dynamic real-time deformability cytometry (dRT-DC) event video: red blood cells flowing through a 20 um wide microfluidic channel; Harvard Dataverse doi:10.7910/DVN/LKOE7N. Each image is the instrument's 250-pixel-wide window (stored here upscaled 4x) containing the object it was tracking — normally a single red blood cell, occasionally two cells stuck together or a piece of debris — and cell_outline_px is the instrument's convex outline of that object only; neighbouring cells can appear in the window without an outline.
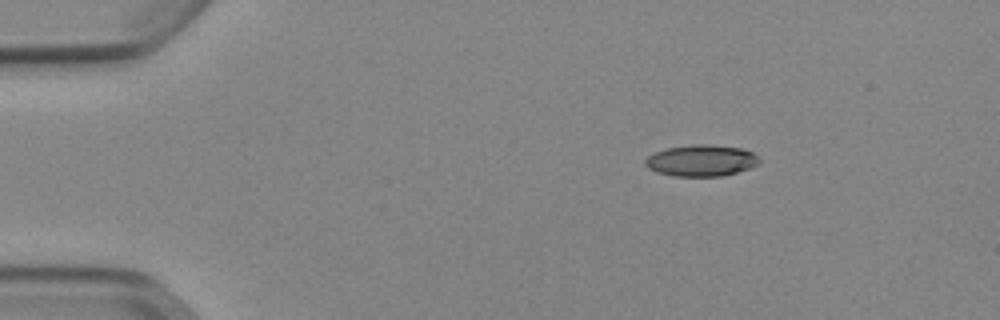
{"species": "Egyptian fruit bat (a non-hibernating species)", "species_latin": "Rousettus aegyptiacus", "temperature_condition": "cold", "stored_images_in_passage": 39, "camera_frame_rate_fps": 3000, "um_per_image_px": 0.085, "animal": {"sex": "female"}, "frame": {"image": 1, "passage_image": 1, "time_ms": 0.0, "image_size_px": [1000, 320], "cell_outline_px": [[760, 164], [736, 172], [720, 176], [676, 176], [656, 172], [648, 168], [644, 164], [644, 160], [648, 156], [656, 152], [668, 148], [692, 144], [708, 144], [744, 148], [752, 152], [760, 160]], "centroid_in_image_um": [59.61, 13.64], "position_along_channel_um": 25.4, "area_um2": 20.87}}
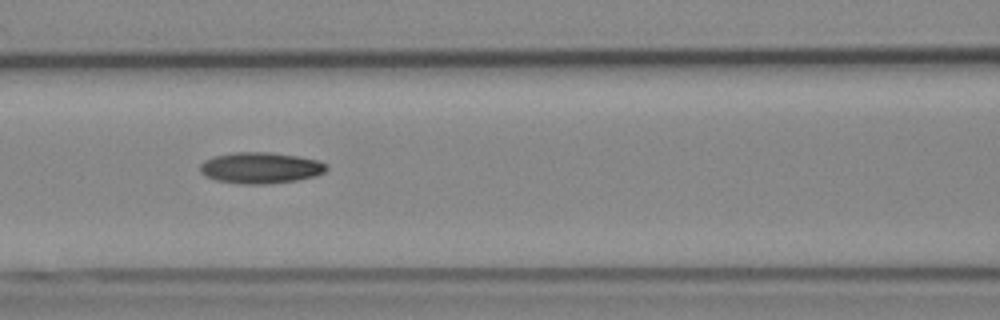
{"frame": {"image": 2, "passage_image": 16, "time_ms": 5.0, "image_size_px": [1000, 320], "cell_outline_px": [[328, 168], [324, 172], [316, 176], [296, 180], [268, 184], [240, 184], [216, 180], [204, 176], [200, 172], [200, 164], [204, 160], [212, 156], [232, 152], [268, 152], [296, 156], [320, 160], [328, 164]], "centroid_in_image_um": [22.13, 14.26], "position_along_channel_um": 144.5, "area_um2": 23.24}}
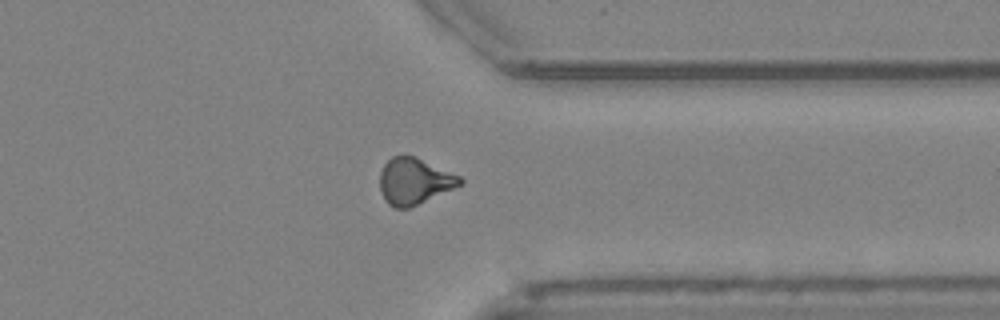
{"frame": {"image": 3, "passage_image": 34, "time_ms": 11.0, "image_size_px": [1000, 320], "cell_outline_px": [[464, 184], [408, 208], [392, 208], [384, 200], [380, 188], [380, 172], [384, 164], [392, 156], [412, 156], [460, 176], [464, 180]], "centroid_in_image_um": [35.2, 15.42], "position_along_channel_um": 376.2, "area_um2": 21.39}, "authors_computed_cell_mechanics": {"area_um2": 21.5016, "velocity_mm_per_s": 3.9114, "shape_relaxation_time_tau1_ms": 9.5507, "shape_relaxation_time_tau2_ms": null, "deformation_change_tau1": 0.2311, "deformation_change_tau2": null}}